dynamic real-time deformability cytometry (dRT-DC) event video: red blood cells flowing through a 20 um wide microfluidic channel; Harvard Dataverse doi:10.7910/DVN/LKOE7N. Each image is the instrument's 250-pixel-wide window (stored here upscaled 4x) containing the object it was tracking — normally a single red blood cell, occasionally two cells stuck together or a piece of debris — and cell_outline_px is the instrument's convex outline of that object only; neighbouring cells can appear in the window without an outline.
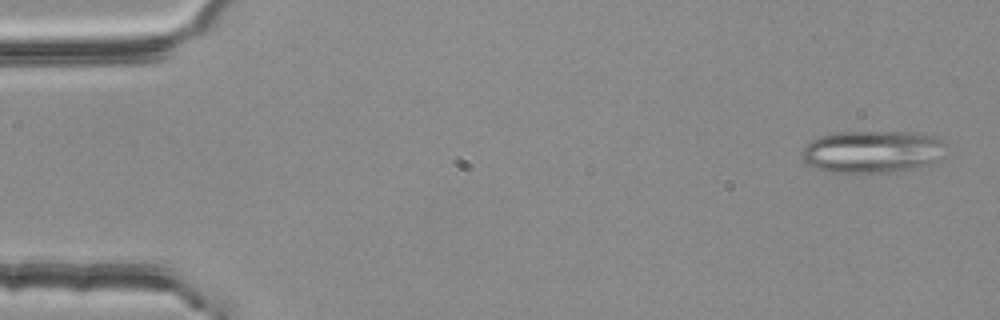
{"species": "common noctule bat (a hibernating species)", "species_latin": "Nyctalus noctula", "temperature_condition": "room temperature", "stored_images_in_passage": 5, "segment_of_instrument_passage": [1, 2], "camera_frame_rate_fps": 3000, "um_per_image_px": 0.085, "animal": {"sex": "female", "body_mass_g": 25.1}, "frame": {"image": 1, "passage_image": 1, "time_ms": 0.0, "image_size_px": [1000, 320], "cell_outline_px": [[944, 156], [928, 164], [896, 172], [828, 172], [812, 168], [804, 160], [800, 152], [812, 140], [820, 136], [836, 132], [916, 132], [932, 136], [940, 140]], "centroid_in_image_um": [74.09, 12.89], "position_along_channel_um": 10.9, "area_um2": 35.32}}